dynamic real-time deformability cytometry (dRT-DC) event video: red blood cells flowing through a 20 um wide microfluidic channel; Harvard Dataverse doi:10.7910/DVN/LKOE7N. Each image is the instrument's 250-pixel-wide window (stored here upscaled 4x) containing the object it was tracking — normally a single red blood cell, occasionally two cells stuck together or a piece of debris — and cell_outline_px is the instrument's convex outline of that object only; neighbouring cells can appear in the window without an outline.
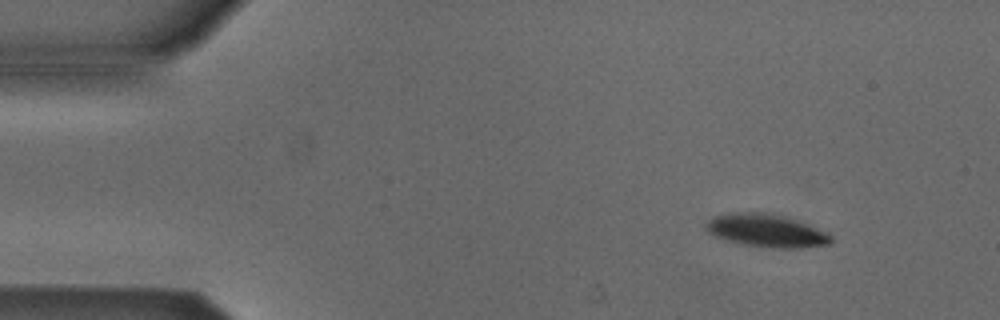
{"species": "Egyptian fruit bat (a non-hibernating species)", "species_latin": "Rousettus aegyptiacus", "temperature_condition": "cold", "stored_images_in_passage": 3, "camera_frame_rate_fps": 3000, "um_per_image_px": 0.085, "animal": {"sex": "male"}, "frame": {"image": 1, "passage_image": 1, "time_ms": 0.0, "image_size_px": [1000, 320], "cell_outline_px": [[832, 244], [804, 248], [768, 248], [744, 244], [728, 240], [716, 236], [708, 232], [704, 228], [708, 220], [712, 216], [732, 212], [764, 212], [784, 216], [808, 224], [828, 232], [832, 236]], "centroid_in_image_um": [65.17, 19.6], "position_along_channel_um": 19.8, "area_um2": 24.22}}